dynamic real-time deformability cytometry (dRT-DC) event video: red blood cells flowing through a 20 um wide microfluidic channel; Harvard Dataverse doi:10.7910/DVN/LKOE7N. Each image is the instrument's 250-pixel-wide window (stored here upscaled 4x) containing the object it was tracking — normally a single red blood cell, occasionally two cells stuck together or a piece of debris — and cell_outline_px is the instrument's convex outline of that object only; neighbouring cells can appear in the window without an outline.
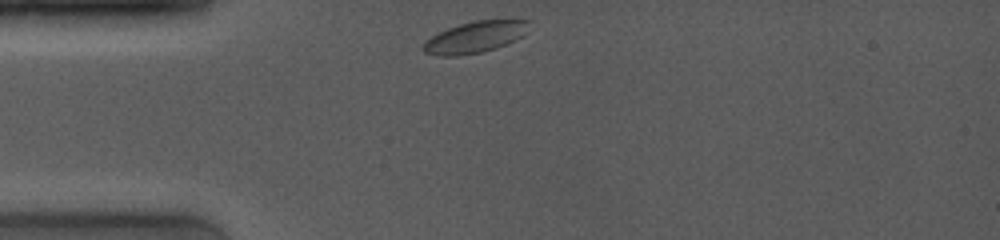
{"species": "common noctule bat (a hibernating species)", "species_latin": "Nyctalus noctula", "temperature_condition": "room temperature", "stored_images_in_passage": 11, "camera_frame_rate_fps": 4000, "um_per_image_px": 0.085, "animal": {"sex": "female", "body_mass_g": 19.0, "forearm_length_mm": 53.3}, "frame": {"image": 1, "passage_image": 1, "time_ms": 0.0, "image_size_px": [1000, 240], "cell_outline_px": [[532, 20], [528, 32], [524, 36], [516, 40], [496, 48], [480, 52], [456, 56], [440, 56], [424, 52], [420, 48], [420, 44], [432, 36], [448, 28], [460, 24], [476, 20]], "centroid_in_image_um": [40.4, 3.15], "position_along_channel_um": 44.6, "area_um2": 19.54}}
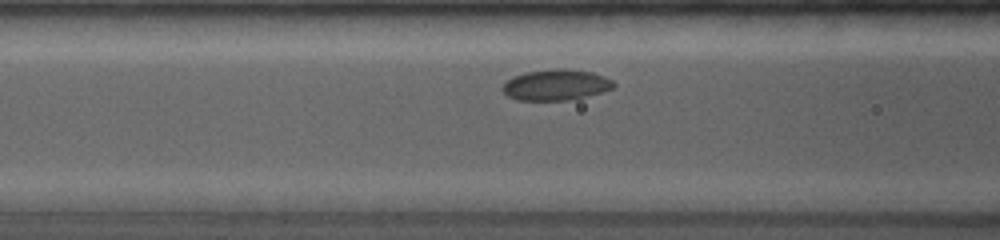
{"frame": {"image": 2, "passage_image": 5, "time_ms": 2.5, "image_size_px": [1000, 240], "cell_outline_px": [[616, 84], [612, 88], [576, 100], [516, 100], [508, 96], [500, 88], [512, 76], [524, 72], [560, 68], [564, 68], [592, 72], [612, 80]], "centroid_in_image_um": [47.23, 7.22], "position_along_channel_um": 119.4, "area_um2": 20.06}}
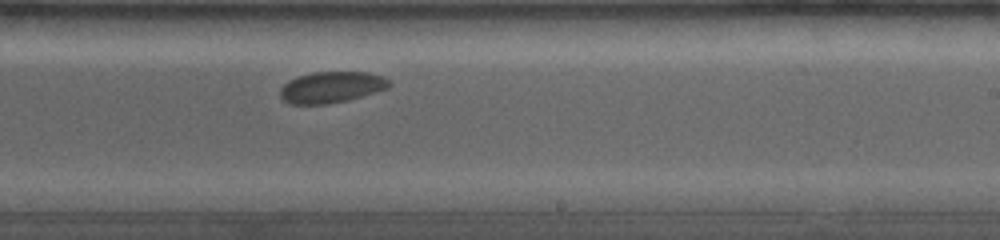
{"frame": {"image": 3, "passage_image": 11, "time_ms": 6.25, "image_size_px": [1000, 240], "cell_outline_px": [[392, 84], [388, 88], [348, 100], [328, 104], [292, 104], [284, 100], [280, 96], [280, 88], [288, 80], [312, 72], [368, 72], [384, 76]], "centroid_in_image_um": [28.18, 7.41], "position_along_channel_um": 260.8, "area_um2": 19.83}}